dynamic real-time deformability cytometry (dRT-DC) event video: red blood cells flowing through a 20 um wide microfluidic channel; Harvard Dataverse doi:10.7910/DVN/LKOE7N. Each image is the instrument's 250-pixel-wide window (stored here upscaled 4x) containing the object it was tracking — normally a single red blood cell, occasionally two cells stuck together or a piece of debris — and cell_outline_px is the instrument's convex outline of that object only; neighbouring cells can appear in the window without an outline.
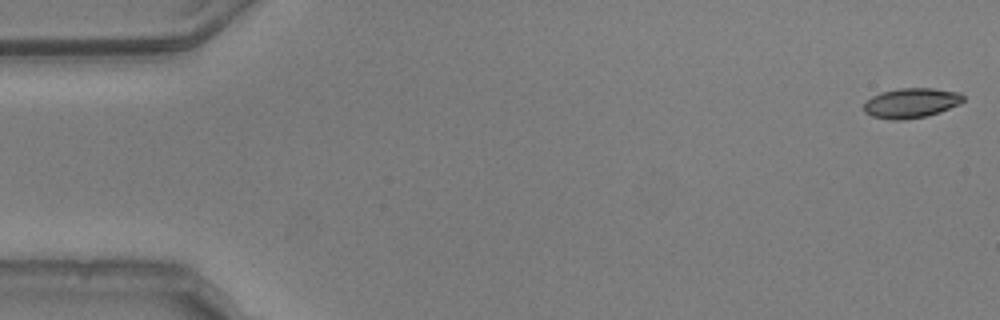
{"species": "common noctule bat (a hibernating species)", "species_latin": "Nyctalus noctula", "temperature_condition": "warm", "stored_images_in_passage": 54, "camera_frame_rate_fps": 3000, "um_per_image_px": 0.085, "animal": {"sex": "male", "body_mass_g": 20.5, "forearm_length_mm": 52.5}, "frame": {"image": 1, "passage_image": 1, "time_ms": 0.0, "image_size_px": [1000, 320], "cell_outline_px": [[964, 100], [960, 104], [940, 112], [928, 116], [900, 120], [892, 120], [872, 116], [864, 112], [864, 104], [872, 96], [884, 92], [900, 88], [932, 88], [960, 92], [964, 96]], "centroid_in_image_um": [77.48, 8.76], "position_along_channel_um": 7.5, "area_um2": 17.28}}
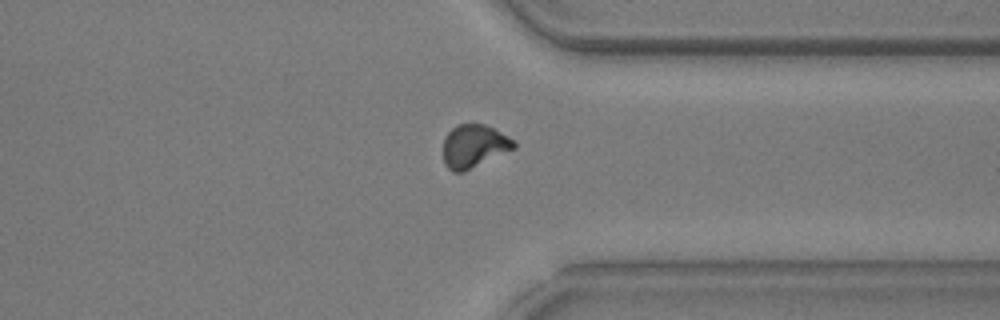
{"frame": {"image": 2, "passage_image": 41, "time_ms": 13.333, "image_size_px": [1000, 320], "cell_outline_px": [[516, 148], [464, 172], [452, 172], [444, 164], [444, 136], [456, 124], [484, 124], [508, 136], [516, 144]], "centroid_in_image_um": [40.27, 12.43], "position_along_channel_um": 371.1, "area_um2": 17.74}}
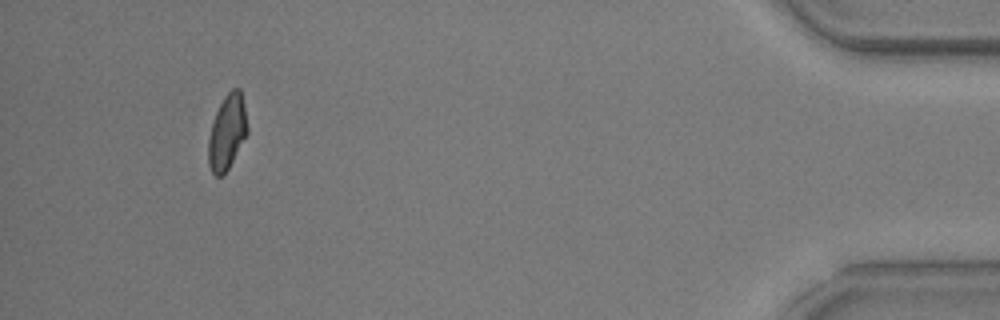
{"frame": {"image": 3, "passage_image": 50, "time_ms": 16.333, "image_size_px": [1000, 320], "cell_outline_px": [[248, 132], [228, 168], [220, 176], [216, 176], [212, 172], [208, 164], [208, 140], [212, 124], [216, 112], [224, 96], [232, 88], [240, 88], [244, 104], [248, 128]], "centroid_in_image_um": [19.3, 11.21], "position_along_channel_um": 415.9, "area_um2": 16.82}, "authors_computed_cell_mechanics": {"area_um2": 17.7446, "velocity_mm_per_s": 3.7687, "shape_relaxation_time_tau1_ms": 7.9818, "shape_relaxation_time_tau2_ms": 1.4364, "deformation_change_tau1": 0.1996, "deformation_change_tau2": 0.0678}}